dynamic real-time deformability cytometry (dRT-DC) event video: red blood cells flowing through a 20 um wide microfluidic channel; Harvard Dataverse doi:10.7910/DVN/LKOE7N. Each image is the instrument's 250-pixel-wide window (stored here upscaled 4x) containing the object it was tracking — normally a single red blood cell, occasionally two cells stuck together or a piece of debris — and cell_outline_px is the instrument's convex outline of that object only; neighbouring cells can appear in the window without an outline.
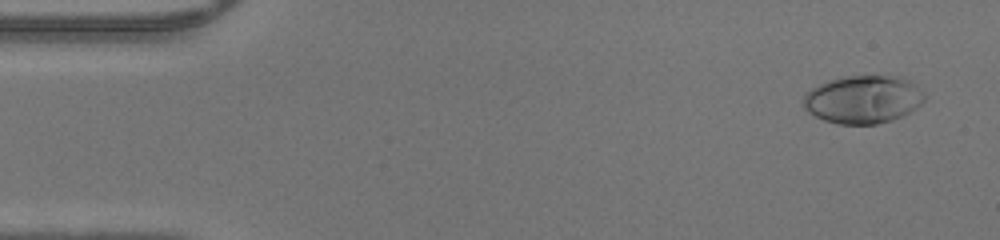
{"species": "human", "species_latin": "Homo sapiens", "temperature_condition": "warm", "stored_images_in_passage": 47, "camera_frame_rate_fps": 3000, "um_per_image_px": 0.085, "donor": {"sex": "male"}, "frame": {"image": 1, "passage_image": 3, "time_ms": 0.667, "image_size_px": [1000, 240], "cell_outline_px": [[924, 100], [916, 108], [892, 120], [876, 124], [840, 124], [824, 120], [808, 112], [804, 108], [804, 96], [812, 88], [828, 80], [848, 76], [896, 76], [908, 80], [924, 96]], "centroid_in_image_um": [73.32, 8.46], "position_along_channel_um": 11.7, "area_um2": 33.23}}
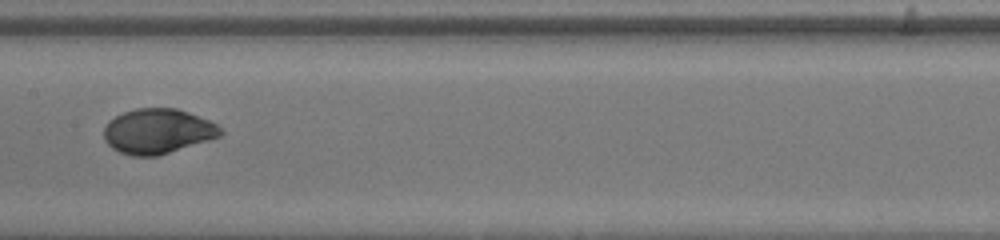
{"frame": {"image": 2, "passage_image": 24, "time_ms": 7.667, "image_size_px": [1000, 240], "cell_outline_px": [[224, 132], [220, 136], [160, 156], [132, 156], [120, 152], [112, 148], [104, 140], [104, 128], [108, 120], [124, 112], [136, 108], [176, 108], [188, 112], [208, 120], [216, 124]], "centroid_in_image_um": [13.38, 11.16], "position_along_channel_um": 194.0, "area_um2": 30.58}}
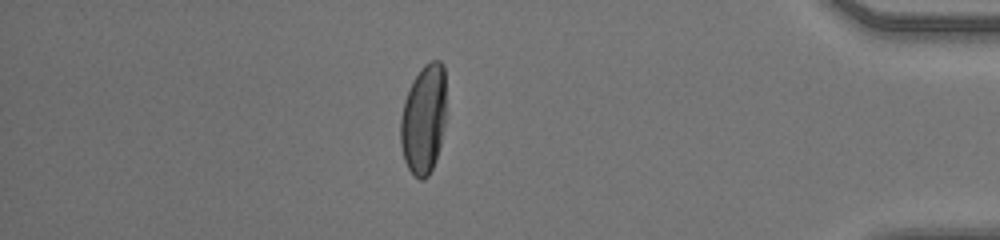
{"frame": {"image": 3, "passage_image": 41, "time_ms": 13.333, "image_size_px": [1000, 240], "cell_outline_px": [[444, 124], [440, 144], [432, 168], [428, 176], [424, 180], [420, 180], [408, 168], [404, 160], [400, 144], [400, 116], [404, 100], [420, 68], [424, 64], [432, 60], [440, 60], [444, 64]], "centroid_in_image_um": [35.98, 10.13], "position_along_channel_um": 399.2, "area_um2": 28.84}}